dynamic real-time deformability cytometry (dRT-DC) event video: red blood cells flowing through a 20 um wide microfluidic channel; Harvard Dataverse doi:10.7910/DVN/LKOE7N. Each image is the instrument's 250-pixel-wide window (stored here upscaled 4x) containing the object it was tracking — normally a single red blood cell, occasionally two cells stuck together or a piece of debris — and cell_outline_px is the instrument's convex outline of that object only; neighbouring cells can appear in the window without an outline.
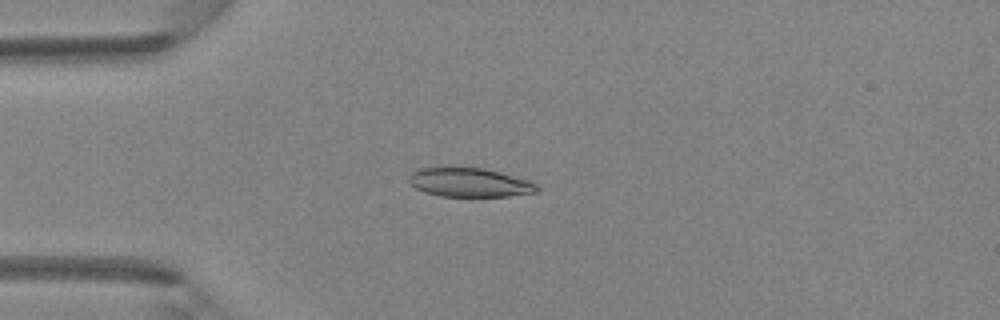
{"species": "Egyptian fruit bat (a non-hibernating species)", "species_latin": "Rousettus aegyptiacus", "temperature_condition": "room temperature", "stored_images_in_passage": 44, "camera_frame_rate_fps": 3000, "um_per_image_px": 0.085, "animal": {"sex": "female"}, "frame": {"image": 1, "passage_image": 12, "time_ms": 3.667, "image_size_px": [1000, 320], "cell_outline_px": [[540, 188], [536, 192], [508, 196], [440, 196], [424, 192], [408, 184], [408, 176], [412, 172], [420, 168], [448, 164], [452, 164], [484, 168], [532, 180]], "centroid_in_image_um": [39.85, 15.45], "position_along_channel_um": 45.1, "area_um2": 22.66}}
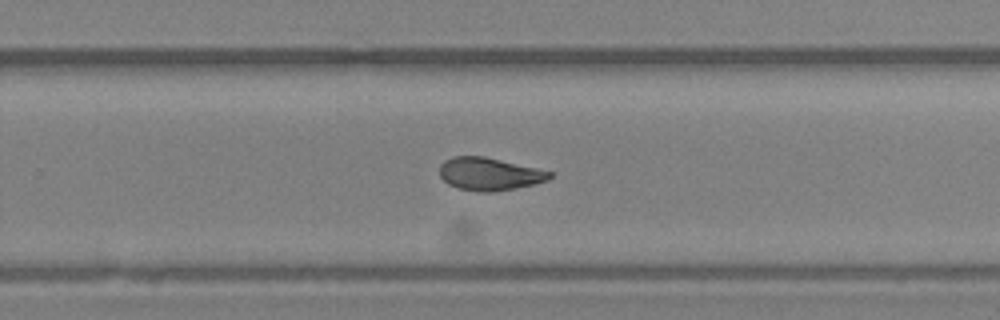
{"frame": {"image": 2, "passage_image": 29, "time_ms": 9.333, "image_size_px": [1000, 320], "cell_outline_px": [[552, 176], [548, 180], [536, 184], [492, 192], [480, 192], [460, 188], [448, 184], [440, 176], [440, 164], [444, 160], [452, 156], [484, 156], [536, 168], [552, 172]], "centroid_in_image_um": [41.58, 14.78], "position_along_channel_um": 288.2, "area_um2": 20.92}}
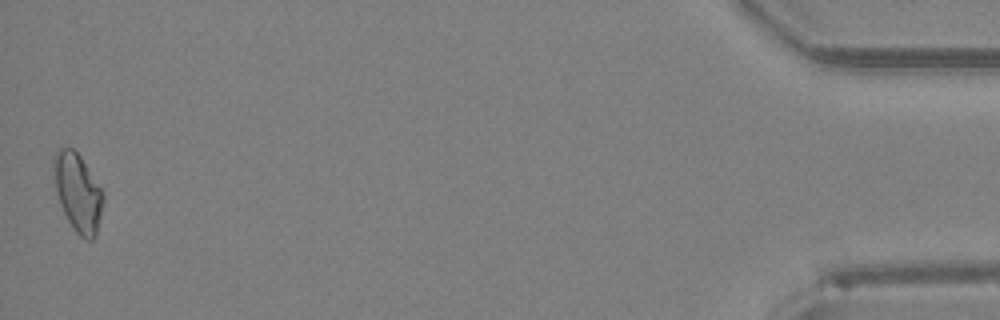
{"frame": {"image": 3, "passage_image": 44, "time_ms": 14.333, "image_size_px": [1000, 320], "cell_outline_px": [[104, 200], [96, 236], [92, 240], [88, 240], [80, 236], [76, 232], [68, 220], [60, 204], [56, 192], [52, 176], [52, 164], [56, 152], [60, 148], [72, 148], [80, 156], [104, 192]], "centroid_in_image_um": [6.61, 16.36], "position_along_channel_um": 428.6, "area_um2": 22.6}}